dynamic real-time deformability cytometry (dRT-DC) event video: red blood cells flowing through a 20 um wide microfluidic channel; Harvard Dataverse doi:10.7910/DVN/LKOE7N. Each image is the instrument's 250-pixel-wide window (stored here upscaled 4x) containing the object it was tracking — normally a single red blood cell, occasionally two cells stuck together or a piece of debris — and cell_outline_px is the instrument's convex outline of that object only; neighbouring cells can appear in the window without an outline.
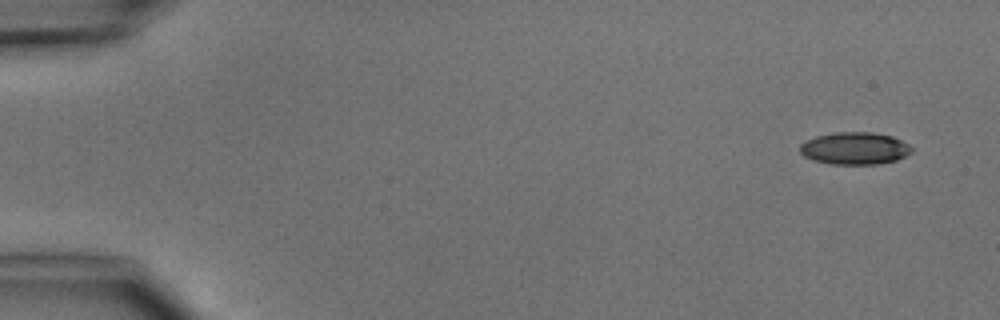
{"species": "common noctule bat (a hibernating species)", "species_latin": "Nyctalus noctula", "temperature_condition": "cold", "stored_images_in_passage": 5, "camera_frame_rate_fps": 3000, "um_per_image_px": 0.085, "animal": {"sex": "male", "body_mass_g": 15.6}, "frame": {"image": 1, "passage_image": 1, "time_ms": 0.0, "image_size_px": [1000, 320], "cell_outline_px": [[912, 152], [896, 160], [876, 164], [832, 164], [812, 160], [804, 156], [800, 152], [800, 144], [816, 136], [836, 132], [872, 132], [892, 136], [908, 144], [912, 148]], "centroid_in_image_um": [72.64, 12.61], "position_along_channel_um": 12.4, "area_um2": 20.92}}
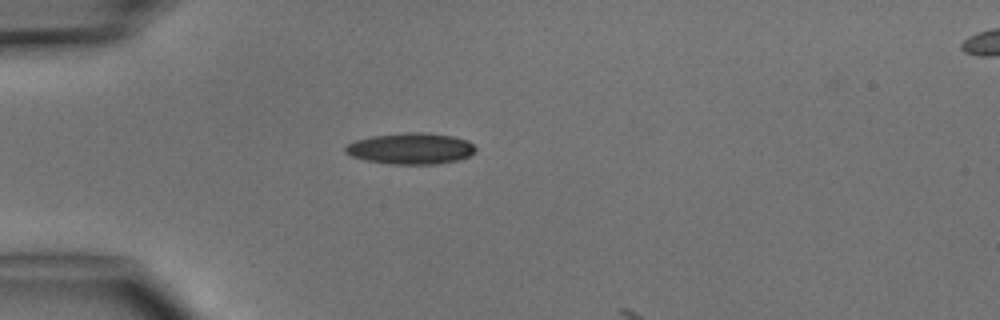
{"frame": {"image": 2, "passage_image": 4, "time_ms": 3.667, "image_size_px": [1000, 320], "cell_outline_px": [[476, 152], [468, 156], [456, 160], [436, 164], [388, 164], [364, 160], [352, 156], [344, 152], [344, 148], [348, 144], [356, 140], [372, 136], [404, 132], [424, 132], [452, 136], [468, 140], [476, 148]], "centroid_in_image_um": [34.9, 12.62], "position_along_channel_um": 50.1, "area_um2": 23.76}}